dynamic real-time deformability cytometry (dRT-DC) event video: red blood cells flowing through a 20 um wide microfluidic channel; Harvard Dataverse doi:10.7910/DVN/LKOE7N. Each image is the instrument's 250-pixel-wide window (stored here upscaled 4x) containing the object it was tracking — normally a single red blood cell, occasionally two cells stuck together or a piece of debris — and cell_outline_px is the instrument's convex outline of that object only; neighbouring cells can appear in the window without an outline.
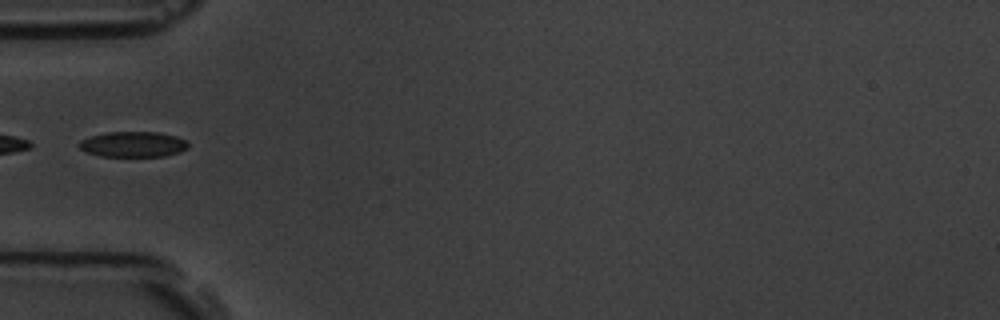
{"species": "common noctule bat (a hibernating species)", "species_latin": "Nyctalus noctula", "temperature_condition": "room temperature", "stored_images_in_passage": 6, "segment_of_instrument_passage": [2, 2], "camera_frame_rate_fps": 3000, "um_per_image_px": 0.085, "animal": {"sex": "male", "body_mass_g": 19.5, "forearm_length_mm": 54.6}, "frame": {"image": 1, "passage_image": 6, "time_ms": 5.667, "image_size_px": [1000, 320], "cell_outline_px": [[188, 148], [180, 152], [164, 156], [100, 156], [88, 152], [80, 148], [76, 144], [80, 140], [92, 136], [108, 132], [156, 132], [176, 136], [188, 140]], "centroid_in_image_um": [11.34, 12.26], "position_along_channel_um": 73.7, "area_um2": 16.18}}